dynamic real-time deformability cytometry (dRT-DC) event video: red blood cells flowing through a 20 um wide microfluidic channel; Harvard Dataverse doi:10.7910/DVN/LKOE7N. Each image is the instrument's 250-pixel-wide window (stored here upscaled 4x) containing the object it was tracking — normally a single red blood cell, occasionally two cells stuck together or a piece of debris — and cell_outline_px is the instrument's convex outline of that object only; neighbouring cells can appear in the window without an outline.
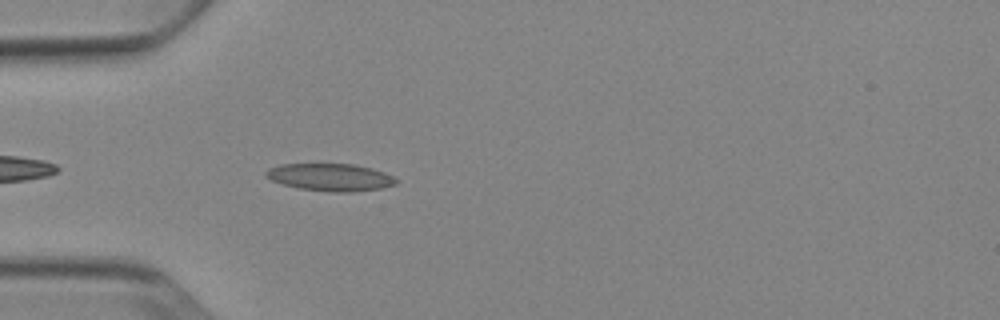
{"species": "Egyptian fruit bat (a non-hibernating species)", "species_latin": "Rousettus aegyptiacus", "temperature_condition": "cold", "stored_images_in_passage": 40, "camera_frame_rate_fps": 3000, "um_per_image_px": 0.085, "animal": {"sex": "female"}, "frame": {"image": 1, "passage_image": 4, "time_ms": 1.0, "image_size_px": [1000, 320], "cell_outline_px": [[396, 184], [380, 188], [348, 192], [328, 192], [300, 188], [284, 184], [272, 180], [264, 176], [264, 172], [268, 168], [280, 164], [356, 164], [372, 168], [384, 172], [392, 176], [396, 180]], "centroid_in_image_um": [28.05, 15.05], "position_along_channel_um": 57.0, "area_um2": 20.69}}
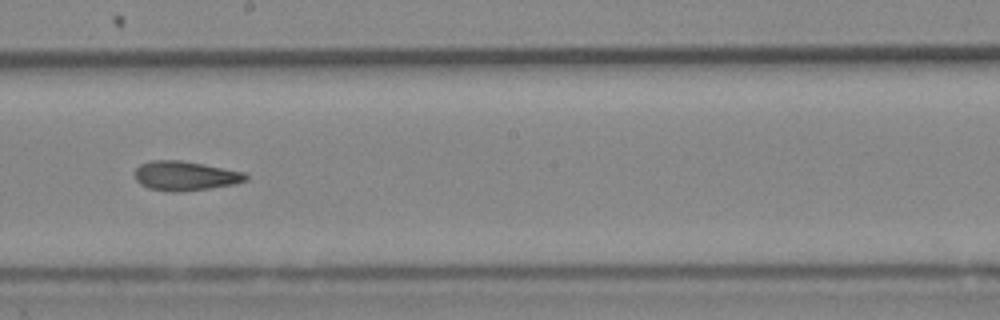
{"frame": {"image": 2, "passage_image": 18, "time_ms": 5.667, "image_size_px": [1000, 320], "cell_outline_px": [[248, 180], [232, 184], [208, 188], [180, 192], [172, 192], [148, 188], [140, 184], [136, 180], [136, 168], [140, 164], [152, 160], [180, 160], [204, 164], [244, 172], [248, 176]], "centroid_in_image_um": [15.73, 14.94], "position_along_channel_um": 232.5, "area_um2": 18.9}}
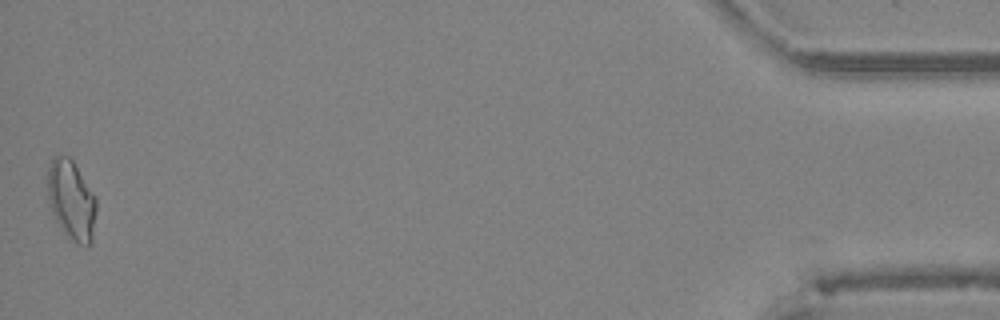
{"frame": {"image": 3, "passage_image": 40, "time_ms": 13.0, "image_size_px": [1000, 320], "cell_outline_px": [[96, 212], [92, 244], [80, 244], [72, 240], [64, 232], [56, 220], [48, 204], [48, 168], [52, 156], [68, 156], [72, 160], [96, 196]], "centroid_in_image_um": [6.07, 17.0], "position_along_channel_um": 429.1, "area_um2": 22.54}, "authors_computed_cell_mechanics": {"area_um2": 19.0162, "velocity_mm_per_s": 3.8907, "shape_relaxation_time_tau1_ms": null, "shape_relaxation_time_tau2_ms": 3.6349, "deformation_change_tau1": null, "deformation_change_tau2": 0.1142}}